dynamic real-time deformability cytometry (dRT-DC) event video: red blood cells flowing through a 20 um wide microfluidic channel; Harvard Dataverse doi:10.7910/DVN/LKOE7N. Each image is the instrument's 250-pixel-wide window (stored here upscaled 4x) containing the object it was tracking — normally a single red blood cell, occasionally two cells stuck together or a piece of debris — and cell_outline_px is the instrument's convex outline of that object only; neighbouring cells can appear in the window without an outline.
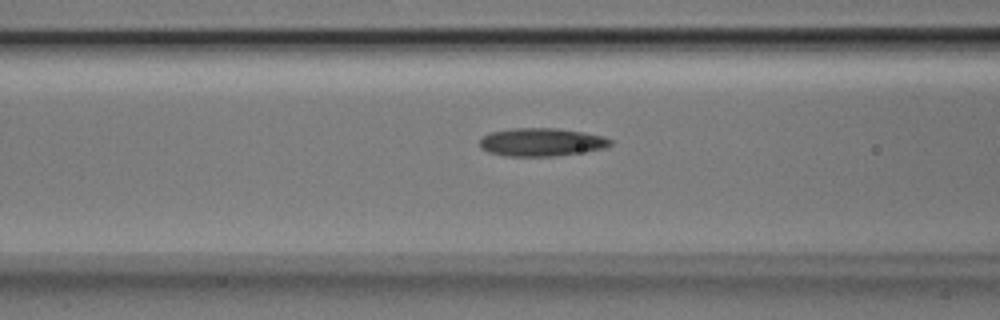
{"species": "Egyptian fruit bat (a non-hibernating species)", "species_latin": "Rousettus aegyptiacus", "temperature_condition": "room temperature", "stored_images_in_passage": 18, "camera_frame_rate_fps": 3000, "um_per_image_px": 0.085, "animal": {"sex": "male"}, "frame": {"image": 1, "passage_image": 16, "time_ms": 5.0, "image_size_px": [1000, 320], "cell_outline_px": [[612, 144], [604, 148], [556, 156], [504, 156], [488, 152], [480, 148], [480, 136], [488, 132], [508, 128], [556, 128], [584, 132], [604, 136], [612, 140]], "centroid_in_image_um": [45.96, 12.07], "position_along_channel_um": 120.6, "area_um2": 21.68}}